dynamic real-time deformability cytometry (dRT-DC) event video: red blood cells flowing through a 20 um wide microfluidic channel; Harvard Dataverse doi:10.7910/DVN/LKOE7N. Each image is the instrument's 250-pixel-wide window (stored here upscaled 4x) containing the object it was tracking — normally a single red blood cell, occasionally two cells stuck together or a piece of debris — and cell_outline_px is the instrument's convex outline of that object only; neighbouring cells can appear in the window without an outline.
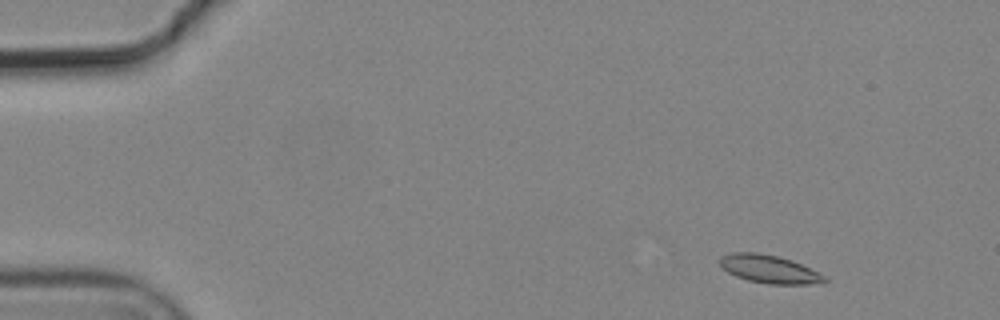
{"species": "common noctule bat (a hibernating species)", "species_latin": "Nyctalus noctula", "temperature_condition": "cold", "stored_images_in_passage": 4, "camera_frame_rate_fps": 3000, "um_per_image_px": 0.085, "animal": {"sex": "male", "body_mass_g": 19.2, "forearm_length_mm": 51.8}, "frame": {"image": 1, "passage_image": 2, "time_ms": 0.333, "image_size_px": [1000, 320], "cell_outline_px": [[828, 280], [808, 284], [768, 284], [748, 280], [736, 276], [720, 268], [720, 256], [732, 252], [756, 252], [776, 256], [792, 260], [828, 276]], "centroid_in_image_um": [65.36, 22.87], "position_along_channel_um": 19.6, "area_um2": 17.17}}
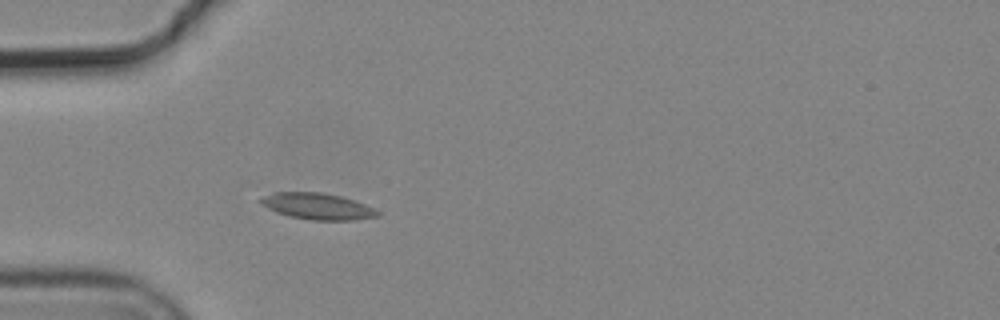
{"frame": {"image": 2, "passage_image": 4, "time_ms": 1.0, "image_size_px": [1000, 320], "cell_outline_px": [[380, 216], [356, 220], [312, 220], [292, 216], [276, 212], [260, 204], [256, 200], [272, 192], [320, 192], [340, 196], [364, 204], [380, 212]], "centroid_in_image_um": [26.95, 17.53], "position_along_channel_um": 58.0, "area_um2": 17.86}}